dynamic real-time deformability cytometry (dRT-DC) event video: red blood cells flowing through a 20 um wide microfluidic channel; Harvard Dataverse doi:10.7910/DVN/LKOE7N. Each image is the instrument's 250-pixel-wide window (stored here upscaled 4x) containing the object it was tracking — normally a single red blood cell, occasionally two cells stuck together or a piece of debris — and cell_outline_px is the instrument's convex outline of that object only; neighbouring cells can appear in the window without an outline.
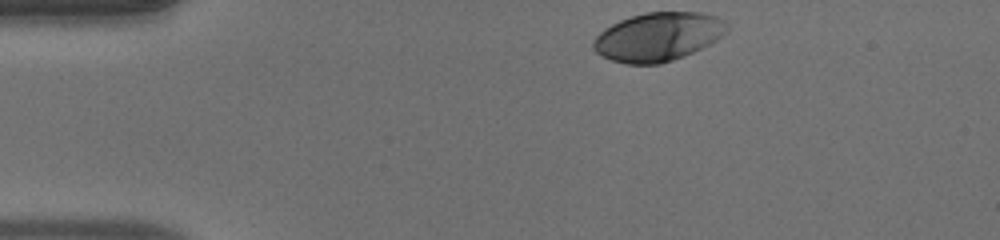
{"species": "human", "species_latin": "Homo sapiens", "temperature_condition": "warm", "stored_images_in_passage": 35, "camera_frame_rate_fps": 3000, "um_per_image_px": 0.085, "donor": {"sex": "male"}, "frame": {"image": 1, "passage_image": 1, "time_ms": 0.0, "image_size_px": [1000, 240], "cell_outline_px": [[728, 28], [716, 40], [692, 52], [672, 60], [660, 64], [624, 64], [612, 60], [596, 52], [592, 48], [592, 40], [604, 28], [620, 20], [644, 12], [700, 12], [716, 16], [724, 20], [728, 24]], "centroid_in_image_um": [55.9, 3.12], "position_along_channel_um": 29.1, "area_um2": 37.69}}
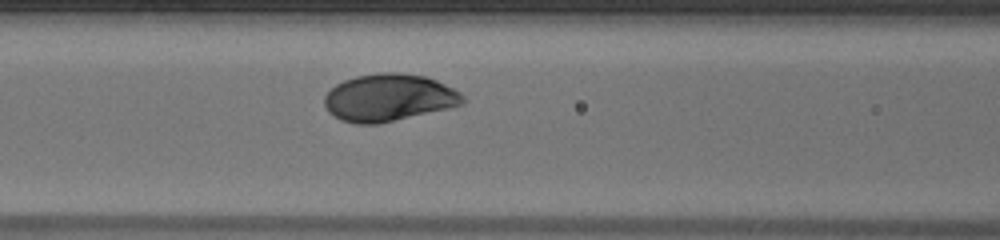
{"frame": {"image": 2, "passage_image": 14, "time_ms": 4.333, "image_size_px": [1000, 240], "cell_outline_px": [[464, 104], [448, 108], [376, 124], [356, 124], [340, 120], [328, 112], [324, 104], [324, 96], [336, 84], [344, 80], [356, 76], [380, 72], [396, 72], [424, 76], [436, 80], [460, 92], [464, 96]], "centroid_in_image_um": [33.02, 8.3], "position_along_channel_um": 133.6, "area_um2": 37.97}}
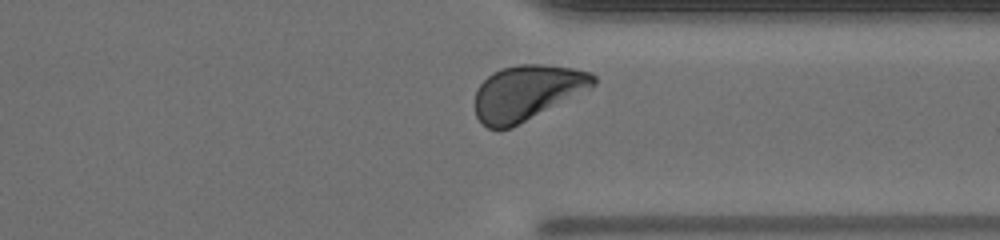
{"frame": {"image": 3, "passage_image": 32, "time_ms": 10.333, "image_size_px": [1000, 240], "cell_outline_px": [[596, 84], [592, 88], [512, 128], [488, 128], [476, 116], [476, 88], [492, 72], [500, 68], [516, 64], [540, 64], [572, 68], [592, 72], [596, 76]], "centroid_in_image_um": [44.82, 7.86], "position_along_channel_um": 366.6, "area_um2": 38.15}, "authors_computed_cell_mechanics": {"area_um2": 37.57, "velocity_mm_per_s": 3.8899, "shape_relaxation_time_tau1_ms": 1.7071, "shape_relaxation_time_tau2_ms": null, "deformation_change_tau1": 0.1358, "deformation_change_tau2": null}}